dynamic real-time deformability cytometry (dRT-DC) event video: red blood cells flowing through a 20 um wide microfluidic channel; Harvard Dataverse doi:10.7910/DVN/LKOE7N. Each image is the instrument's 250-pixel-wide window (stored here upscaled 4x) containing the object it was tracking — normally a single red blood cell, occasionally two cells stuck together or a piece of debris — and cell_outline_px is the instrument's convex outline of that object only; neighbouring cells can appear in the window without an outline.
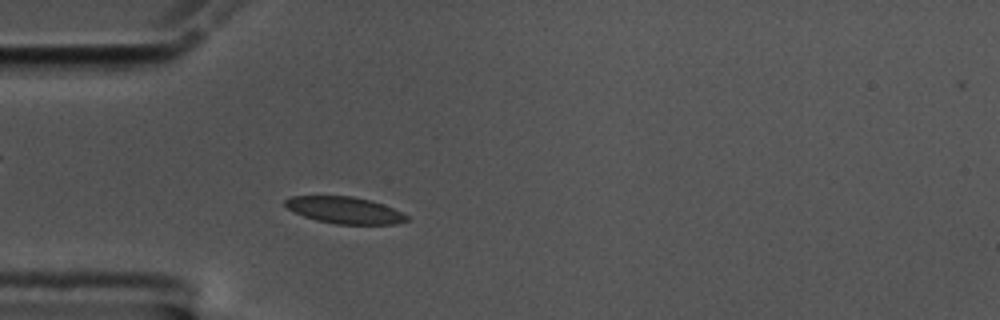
{"species": "common noctule bat (a hibernating species)", "species_latin": "Nyctalus noctula", "temperature_condition": "cold", "stored_images_in_passage": 51, "camera_frame_rate_fps": 3000, "um_per_image_px": 0.085, "animal": {"sex": "male", "body_mass_g": 17.5, "forearm_length_mm": 52.3}, "frame": {"image": 1, "passage_image": 10, "time_ms": 3.0, "image_size_px": [1000, 320], "cell_outline_px": [[408, 220], [396, 224], [336, 224], [316, 220], [304, 216], [288, 208], [284, 204], [284, 200], [292, 196], [352, 196], [372, 200], [392, 208], [408, 216]], "centroid_in_image_um": [29.29, 17.86], "position_along_channel_um": 55.7, "area_um2": 18.79}}
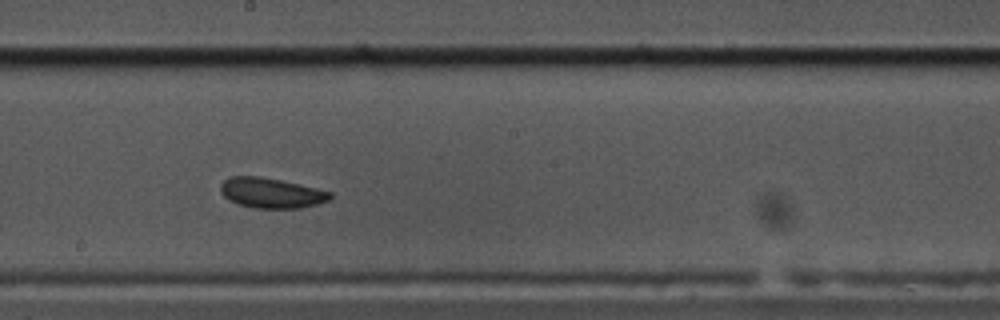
{"frame": {"image": 2, "passage_image": 25, "time_ms": 8.0, "image_size_px": [1000, 320], "cell_outline_px": [[332, 196], [328, 200], [316, 204], [300, 208], [252, 208], [228, 200], [220, 192], [220, 184], [228, 176], [260, 176], [280, 180], [316, 188], [332, 192]], "centroid_in_image_um": [23.01, 16.39], "position_along_channel_um": 225.2, "area_um2": 19.25}}
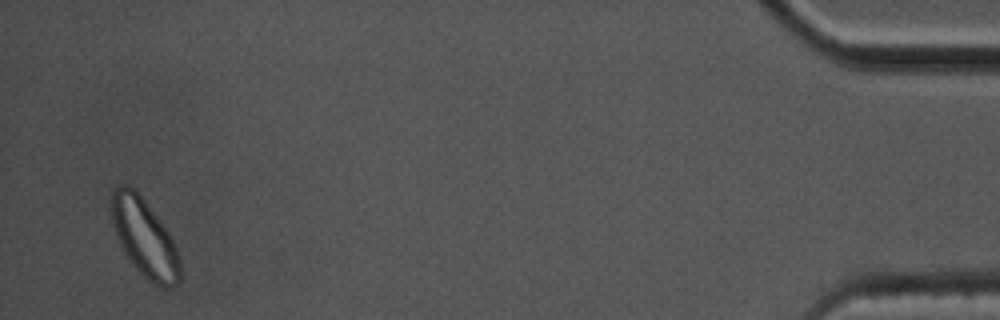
{"frame": {"image": 3, "passage_image": 49, "time_ms": 16.0, "image_size_px": [1000, 320], "cell_outline_px": [[180, 280], [172, 288], [160, 288], [148, 280], [128, 260], [116, 236], [112, 224], [112, 188], [116, 184], [128, 184], [140, 196], [160, 220], [168, 232], [180, 256]], "centroid_in_image_um": [12.28, 20.24], "position_along_channel_um": 422.9, "area_um2": 31.1}, "authors_computed_cell_mechanics": {"area_um2": 19.7098, "velocity_mm_per_s": 3.5068, "shape_relaxation_time_tau1_ms": 5.9851, "shape_relaxation_time_tau2_ms": 3.9933, "deformation_change_tau1": 0.088, "deformation_change_tau2": 0.0676}}